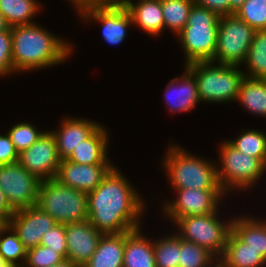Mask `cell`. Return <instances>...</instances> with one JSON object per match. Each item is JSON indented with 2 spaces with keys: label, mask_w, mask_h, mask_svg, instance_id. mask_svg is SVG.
<instances>
[{
  "label": "cell",
  "mask_w": 266,
  "mask_h": 267,
  "mask_svg": "<svg viewBox=\"0 0 266 267\" xmlns=\"http://www.w3.org/2000/svg\"><path fill=\"white\" fill-rule=\"evenodd\" d=\"M76 9L82 20L93 19L103 25L102 36L111 45H118L127 36V27L133 25L127 9L117 1H98L82 4Z\"/></svg>",
  "instance_id": "obj_10"
},
{
  "label": "cell",
  "mask_w": 266,
  "mask_h": 267,
  "mask_svg": "<svg viewBox=\"0 0 266 267\" xmlns=\"http://www.w3.org/2000/svg\"><path fill=\"white\" fill-rule=\"evenodd\" d=\"M220 148L221 168L217 167L216 170L224 192L227 193L231 188L249 189L261 179L266 167L257 158L244 155L226 140Z\"/></svg>",
  "instance_id": "obj_8"
},
{
  "label": "cell",
  "mask_w": 266,
  "mask_h": 267,
  "mask_svg": "<svg viewBox=\"0 0 266 267\" xmlns=\"http://www.w3.org/2000/svg\"><path fill=\"white\" fill-rule=\"evenodd\" d=\"M194 3L216 12L219 16L230 15L229 0H194Z\"/></svg>",
  "instance_id": "obj_39"
},
{
  "label": "cell",
  "mask_w": 266,
  "mask_h": 267,
  "mask_svg": "<svg viewBox=\"0 0 266 267\" xmlns=\"http://www.w3.org/2000/svg\"><path fill=\"white\" fill-rule=\"evenodd\" d=\"M41 182L19 162L0 166V188L14 211L37 204Z\"/></svg>",
  "instance_id": "obj_11"
},
{
  "label": "cell",
  "mask_w": 266,
  "mask_h": 267,
  "mask_svg": "<svg viewBox=\"0 0 266 267\" xmlns=\"http://www.w3.org/2000/svg\"><path fill=\"white\" fill-rule=\"evenodd\" d=\"M0 267H14L0 255Z\"/></svg>",
  "instance_id": "obj_44"
},
{
  "label": "cell",
  "mask_w": 266,
  "mask_h": 267,
  "mask_svg": "<svg viewBox=\"0 0 266 267\" xmlns=\"http://www.w3.org/2000/svg\"><path fill=\"white\" fill-rule=\"evenodd\" d=\"M52 267H79V266L70 261L69 259H64L62 262L55 264Z\"/></svg>",
  "instance_id": "obj_42"
},
{
  "label": "cell",
  "mask_w": 266,
  "mask_h": 267,
  "mask_svg": "<svg viewBox=\"0 0 266 267\" xmlns=\"http://www.w3.org/2000/svg\"><path fill=\"white\" fill-rule=\"evenodd\" d=\"M163 167L174 189L222 190L217 179V165L189 154L179 146H170Z\"/></svg>",
  "instance_id": "obj_3"
},
{
  "label": "cell",
  "mask_w": 266,
  "mask_h": 267,
  "mask_svg": "<svg viewBox=\"0 0 266 267\" xmlns=\"http://www.w3.org/2000/svg\"><path fill=\"white\" fill-rule=\"evenodd\" d=\"M232 232L266 259V221L253 217L234 218L232 219Z\"/></svg>",
  "instance_id": "obj_24"
},
{
  "label": "cell",
  "mask_w": 266,
  "mask_h": 267,
  "mask_svg": "<svg viewBox=\"0 0 266 267\" xmlns=\"http://www.w3.org/2000/svg\"><path fill=\"white\" fill-rule=\"evenodd\" d=\"M36 205L60 224L88 220L87 193L65 186L55 178L41 182Z\"/></svg>",
  "instance_id": "obj_6"
},
{
  "label": "cell",
  "mask_w": 266,
  "mask_h": 267,
  "mask_svg": "<svg viewBox=\"0 0 266 267\" xmlns=\"http://www.w3.org/2000/svg\"><path fill=\"white\" fill-rule=\"evenodd\" d=\"M14 210L8 204L4 193L0 188V217H2L6 222L13 215Z\"/></svg>",
  "instance_id": "obj_40"
},
{
  "label": "cell",
  "mask_w": 266,
  "mask_h": 267,
  "mask_svg": "<svg viewBox=\"0 0 266 267\" xmlns=\"http://www.w3.org/2000/svg\"><path fill=\"white\" fill-rule=\"evenodd\" d=\"M65 258L49 247L38 245L27 251L26 267H52L62 262Z\"/></svg>",
  "instance_id": "obj_35"
},
{
  "label": "cell",
  "mask_w": 266,
  "mask_h": 267,
  "mask_svg": "<svg viewBox=\"0 0 266 267\" xmlns=\"http://www.w3.org/2000/svg\"><path fill=\"white\" fill-rule=\"evenodd\" d=\"M123 5L132 18V23L138 25L147 34L160 35L165 29L161 0H116Z\"/></svg>",
  "instance_id": "obj_19"
},
{
  "label": "cell",
  "mask_w": 266,
  "mask_h": 267,
  "mask_svg": "<svg viewBox=\"0 0 266 267\" xmlns=\"http://www.w3.org/2000/svg\"><path fill=\"white\" fill-rule=\"evenodd\" d=\"M26 254L27 250L18 235L6 225L0 231V255L12 266L22 267L26 261Z\"/></svg>",
  "instance_id": "obj_31"
},
{
  "label": "cell",
  "mask_w": 266,
  "mask_h": 267,
  "mask_svg": "<svg viewBox=\"0 0 266 267\" xmlns=\"http://www.w3.org/2000/svg\"><path fill=\"white\" fill-rule=\"evenodd\" d=\"M228 142L246 156L257 158L266 167V134L258 130H248L237 139Z\"/></svg>",
  "instance_id": "obj_29"
},
{
  "label": "cell",
  "mask_w": 266,
  "mask_h": 267,
  "mask_svg": "<svg viewBox=\"0 0 266 267\" xmlns=\"http://www.w3.org/2000/svg\"><path fill=\"white\" fill-rule=\"evenodd\" d=\"M229 1H230V15H231L235 14L246 0H229Z\"/></svg>",
  "instance_id": "obj_41"
},
{
  "label": "cell",
  "mask_w": 266,
  "mask_h": 267,
  "mask_svg": "<svg viewBox=\"0 0 266 267\" xmlns=\"http://www.w3.org/2000/svg\"><path fill=\"white\" fill-rule=\"evenodd\" d=\"M40 245L51 248L67 259L65 225L57 223L53 226L42 236Z\"/></svg>",
  "instance_id": "obj_36"
},
{
  "label": "cell",
  "mask_w": 266,
  "mask_h": 267,
  "mask_svg": "<svg viewBox=\"0 0 266 267\" xmlns=\"http://www.w3.org/2000/svg\"><path fill=\"white\" fill-rule=\"evenodd\" d=\"M194 0H161L165 29L178 34L186 25Z\"/></svg>",
  "instance_id": "obj_28"
},
{
  "label": "cell",
  "mask_w": 266,
  "mask_h": 267,
  "mask_svg": "<svg viewBox=\"0 0 266 267\" xmlns=\"http://www.w3.org/2000/svg\"><path fill=\"white\" fill-rule=\"evenodd\" d=\"M114 167L93 191L87 193L88 220L103 234L141 228L144 202L126 177Z\"/></svg>",
  "instance_id": "obj_1"
},
{
  "label": "cell",
  "mask_w": 266,
  "mask_h": 267,
  "mask_svg": "<svg viewBox=\"0 0 266 267\" xmlns=\"http://www.w3.org/2000/svg\"><path fill=\"white\" fill-rule=\"evenodd\" d=\"M13 71H32L64 62L72 44L35 23L11 27Z\"/></svg>",
  "instance_id": "obj_2"
},
{
  "label": "cell",
  "mask_w": 266,
  "mask_h": 267,
  "mask_svg": "<svg viewBox=\"0 0 266 267\" xmlns=\"http://www.w3.org/2000/svg\"><path fill=\"white\" fill-rule=\"evenodd\" d=\"M101 124L88 119L66 118L60 128L51 131L57 143L59 158L67 159L81 142L88 139Z\"/></svg>",
  "instance_id": "obj_17"
},
{
  "label": "cell",
  "mask_w": 266,
  "mask_h": 267,
  "mask_svg": "<svg viewBox=\"0 0 266 267\" xmlns=\"http://www.w3.org/2000/svg\"><path fill=\"white\" fill-rule=\"evenodd\" d=\"M98 1H116V0H83V4L91 3V2H98Z\"/></svg>",
  "instance_id": "obj_47"
},
{
  "label": "cell",
  "mask_w": 266,
  "mask_h": 267,
  "mask_svg": "<svg viewBox=\"0 0 266 267\" xmlns=\"http://www.w3.org/2000/svg\"><path fill=\"white\" fill-rule=\"evenodd\" d=\"M254 32L252 27L235 14L220 16L217 47L211 62L231 66L244 63Z\"/></svg>",
  "instance_id": "obj_9"
},
{
  "label": "cell",
  "mask_w": 266,
  "mask_h": 267,
  "mask_svg": "<svg viewBox=\"0 0 266 267\" xmlns=\"http://www.w3.org/2000/svg\"><path fill=\"white\" fill-rule=\"evenodd\" d=\"M114 165L77 164L62 159L55 179L65 186L89 193L95 190Z\"/></svg>",
  "instance_id": "obj_15"
},
{
  "label": "cell",
  "mask_w": 266,
  "mask_h": 267,
  "mask_svg": "<svg viewBox=\"0 0 266 267\" xmlns=\"http://www.w3.org/2000/svg\"><path fill=\"white\" fill-rule=\"evenodd\" d=\"M71 2H73L72 4H74V7H78L83 4V0H71Z\"/></svg>",
  "instance_id": "obj_45"
},
{
  "label": "cell",
  "mask_w": 266,
  "mask_h": 267,
  "mask_svg": "<svg viewBox=\"0 0 266 267\" xmlns=\"http://www.w3.org/2000/svg\"><path fill=\"white\" fill-rule=\"evenodd\" d=\"M10 26L7 24L3 14L0 12V32L7 31Z\"/></svg>",
  "instance_id": "obj_43"
},
{
  "label": "cell",
  "mask_w": 266,
  "mask_h": 267,
  "mask_svg": "<svg viewBox=\"0 0 266 267\" xmlns=\"http://www.w3.org/2000/svg\"><path fill=\"white\" fill-rule=\"evenodd\" d=\"M214 62H194L185 67L194 75L198 84L200 101L231 102L235 101L240 90L244 72L239 66L217 64Z\"/></svg>",
  "instance_id": "obj_5"
},
{
  "label": "cell",
  "mask_w": 266,
  "mask_h": 267,
  "mask_svg": "<svg viewBox=\"0 0 266 267\" xmlns=\"http://www.w3.org/2000/svg\"><path fill=\"white\" fill-rule=\"evenodd\" d=\"M156 267H179L180 237L176 234L153 242Z\"/></svg>",
  "instance_id": "obj_32"
},
{
  "label": "cell",
  "mask_w": 266,
  "mask_h": 267,
  "mask_svg": "<svg viewBox=\"0 0 266 267\" xmlns=\"http://www.w3.org/2000/svg\"><path fill=\"white\" fill-rule=\"evenodd\" d=\"M215 262L218 259L206 248L180 238L179 267H215Z\"/></svg>",
  "instance_id": "obj_30"
},
{
  "label": "cell",
  "mask_w": 266,
  "mask_h": 267,
  "mask_svg": "<svg viewBox=\"0 0 266 267\" xmlns=\"http://www.w3.org/2000/svg\"><path fill=\"white\" fill-rule=\"evenodd\" d=\"M125 232L103 234L97 249L82 267H123Z\"/></svg>",
  "instance_id": "obj_23"
},
{
  "label": "cell",
  "mask_w": 266,
  "mask_h": 267,
  "mask_svg": "<svg viewBox=\"0 0 266 267\" xmlns=\"http://www.w3.org/2000/svg\"><path fill=\"white\" fill-rule=\"evenodd\" d=\"M19 153L11 142L8 133L0 135V166L18 162Z\"/></svg>",
  "instance_id": "obj_38"
},
{
  "label": "cell",
  "mask_w": 266,
  "mask_h": 267,
  "mask_svg": "<svg viewBox=\"0 0 266 267\" xmlns=\"http://www.w3.org/2000/svg\"><path fill=\"white\" fill-rule=\"evenodd\" d=\"M67 259L82 267L97 249L103 233L89 220L65 224Z\"/></svg>",
  "instance_id": "obj_16"
},
{
  "label": "cell",
  "mask_w": 266,
  "mask_h": 267,
  "mask_svg": "<svg viewBox=\"0 0 266 267\" xmlns=\"http://www.w3.org/2000/svg\"><path fill=\"white\" fill-rule=\"evenodd\" d=\"M61 159L51 131L44 134L28 149L19 154L18 162L41 181L56 177Z\"/></svg>",
  "instance_id": "obj_13"
},
{
  "label": "cell",
  "mask_w": 266,
  "mask_h": 267,
  "mask_svg": "<svg viewBox=\"0 0 266 267\" xmlns=\"http://www.w3.org/2000/svg\"><path fill=\"white\" fill-rule=\"evenodd\" d=\"M235 15L254 30H266V0H246Z\"/></svg>",
  "instance_id": "obj_33"
},
{
  "label": "cell",
  "mask_w": 266,
  "mask_h": 267,
  "mask_svg": "<svg viewBox=\"0 0 266 267\" xmlns=\"http://www.w3.org/2000/svg\"><path fill=\"white\" fill-rule=\"evenodd\" d=\"M245 63V77L266 79V30H255Z\"/></svg>",
  "instance_id": "obj_27"
},
{
  "label": "cell",
  "mask_w": 266,
  "mask_h": 267,
  "mask_svg": "<svg viewBox=\"0 0 266 267\" xmlns=\"http://www.w3.org/2000/svg\"><path fill=\"white\" fill-rule=\"evenodd\" d=\"M219 15L194 3L187 25L176 35L185 52L186 65L212 61L217 47Z\"/></svg>",
  "instance_id": "obj_4"
},
{
  "label": "cell",
  "mask_w": 266,
  "mask_h": 267,
  "mask_svg": "<svg viewBox=\"0 0 266 267\" xmlns=\"http://www.w3.org/2000/svg\"><path fill=\"white\" fill-rule=\"evenodd\" d=\"M236 101L249 112L266 117V79L245 77L241 82Z\"/></svg>",
  "instance_id": "obj_25"
},
{
  "label": "cell",
  "mask_w": 266,
  "mask_h": 267,
  "mask_svg": "<svg viewBox=\"0 0 266 267\" xmlns=\"http://www.w3.org/2000/svg\"><path fill=\"white\" fill-rule=\"evenodd\" d=\"M39 7L37 0H0V12L10 27L34 23Z\"/></svg>",
  "instance_id": "obj_26"
},
{
  "label": "cell",
  "mask_w": 266,
  "mask_h": 267,
  "mask_svg": "<svg viewBox=\"0 0 266 267\" xmlns=\"http://www.w3.org/2000/svg\"><path fill=\"white\" fill-rule=\"evenodd\" d=\"M11 142L16 151L20 154L22 151L30 148L44 132L36 130L31 123L22 122L11 127L8 131Z\"/></svg>",
  "instance_id": "obj_34"
},
{
  "label": "cell",
  "mask_w": 266,
  "mask_h": 267,
  "mask_svg": "<svg viewBox=\"0 0 266 267\" xmlns=\"http://www.w3.org/2000/svg\"><path fill=\"white\" fill-rule=\"evenodd\" d=\"M182 77H176L166 86L165 100L170 112H186L200 102L198 84L194 75L185 68Z\"/></svg>",
  "instance_id": "obj_18"
},
{
  "label": "cell",
  "mask_w": 266,
  "mask_h": 267,
  "mask_svg": "<svg viewBox=\"0 0 266 267\" xmlns=\"http://www.w3.org/2000/svg\"><path fill=\"white\" fill-rule=\"evenodd\" d=\"M177 193L175 201L165 203L164 214L172 221L193 215H206L218 210L223 190L174 189Z\"/></svg>",
  "instance_id": "obj_12"
},
{
  "label": "cell",
  "mask_w": 266,
  "mask_h": 267,
  "mask_svg": "<svg viewBox=\"0 0 266 267\" xmlns=\"http://www.w3.org/2000/svg\"><path fill=\"white\" fill-rule=\"evenodd\" d=\"M12 35L11 27L0 32V76L12 74Z\"/></svg>",
  "instance_id": "obj_37"
},
{
  "label": "cell",
  "mask_w": 266,
  "mask_h": 267,
  "mask_svg": "<svg viewBox=\"0 0 266 267\" xmlns=\"http://www.w3.org/2000/svg\"><path fill=\"white\" fill-rule=\"evenodd\" d=\"M140 231L138 228L125 232L123 267H156L153 241Z\"/></svg>",
  "instance_id": "obj_21"
},
{
  "label": "cell",
  "mask_w": 266,
  "mask_h": 267,
  "mask_svg": "<svg viewBox=\"0 0 266 267\" xmlns=\"http://www.w3.org/2000/svg\"><path fill=\"white\" fill-rule=\"evenodd\" d=\"M7 225V222L0 217V231Z\"/></svg>",
  "instance_id": "obj_46"
},
{
  "label": "cell",
  "mask_w": 266,
  "mask_h": 267,
  "mask_svg": "<svg viewBox=\"0 0 266 267\" xmlns=\"http://www.w3.org/2000/svg\"><path fill=\"white\" fill-rule=\"evenodd\" d=\"M218 211L206 215H193L177 219V235L187 241L206 248L217 259L224 253L227 239L232 231V220L222 223L217 218Z\"/></svg>",
  "instance_id": "obj_7"
},
{
  "label": "cell",
  "mask_w": 266,
  "mask_h": 267,
  "mask_svg": "<svg viewBox=\"0 0 266 267\" xmlns=\"http://www.w3.org/2000/svg\"><path fill=\"white\" fill-rule=\"evenodd\" d=\"M221 267H262L266 259L260 252L248 247L232 231L230 232L224 253L218 259Z\"/></svg>",
  "instance_id": "obj_22"
},
{
  "label": "cell",
  "mask_w": 266,
  "mask_h": 267,
  "mask_svg": "<svg viewBox=\"0 0 266 267\" xmlns=\"http://www.w3.org/2000/svg\"><path fill=\"white\" fill-rule=\"evenodd\" d=\"M108 133L100 126L88 139L74 149L67 160L77 164L113 165L107 159Z\"/></svg>",
  "instance_id": "obj_20"
},
{
  "label": "cell",
  "mask_w": 266,
  "mask_h": 267,
  "mask_svg": "<svg viewBox=\"0 0 266 267\" xmlns=\"http://www.w3.org/2000/svg\"><path fill=\"white\" fill-rule=\"evenodd\" d=\"M56 224L57 222L37 205L15 210L7 222L27 251L40 245L42 236Z\"/></svg>",
  "instance_id": "obj_14"
}]
</instances>
